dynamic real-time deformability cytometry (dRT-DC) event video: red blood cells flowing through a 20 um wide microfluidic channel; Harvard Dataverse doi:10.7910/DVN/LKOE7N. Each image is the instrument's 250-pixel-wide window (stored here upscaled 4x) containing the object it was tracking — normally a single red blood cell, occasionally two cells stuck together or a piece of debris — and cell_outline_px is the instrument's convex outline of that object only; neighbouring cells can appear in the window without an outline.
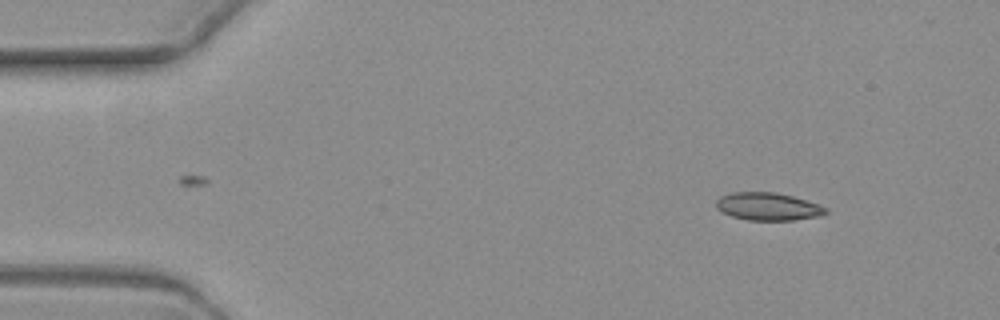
{"species": "common noctule bat (a hibernating species)", "species_latin": "Nyctalus noctula", "temperature_condition": "warm", "stored_images_in_passage": 3, "camera_frame_rate_fps": 3000, "um_per_image_px": 0.085, "animal": {"sex": "female", "body_mass_g": 19.3, "forearm_length_mm": 54.1}, "frame": {"image": 1, "passage_image": 3, "time_ms": 3.333, "image_size_px": [1000, 320], "cell_outline_px": [[828, 212], [820, 216], [796, 220], [748, 220], [732, 216], [716, 208], [716, 200], [720, 196], [732, 192], [772, 192], [792, 196], [820, 204], [828, 208]], "centroid_in_image_um": [65.31, 17.55], "position_along_channel_um": 19.7, "area_um2": 17.74}}